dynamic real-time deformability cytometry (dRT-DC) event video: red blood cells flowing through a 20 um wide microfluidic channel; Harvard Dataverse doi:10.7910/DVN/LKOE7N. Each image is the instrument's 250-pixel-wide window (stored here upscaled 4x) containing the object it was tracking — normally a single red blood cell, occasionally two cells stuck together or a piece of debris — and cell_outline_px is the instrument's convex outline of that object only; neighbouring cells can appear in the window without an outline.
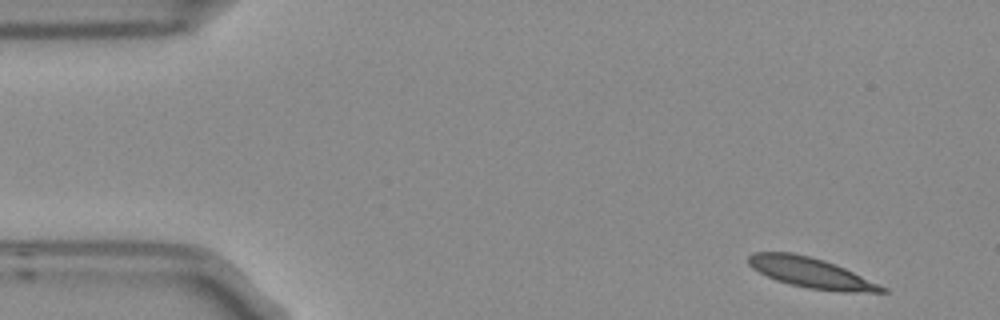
{"species": "Egyptian fruit bat (a non-hibernating species)", "species_latin": "Rousettus aegyptiacus", "temperature_condition": "room temperature", "stored_images_in_passage": 3, "camera_frame_rate_fps": 3000, "um_per_image_px": 0.085, "frame": {"image": 1, "passage_image": 1, "time_ms": 0.0, "image_size_px": [1000, 320], "cell_outline_px": [[888, 292], [840, 292], [808, 288], [788, 284], [776, 280], [752, 268], [748, 264], [748, 256], [752, 252], [792, 252], [824, 260], [836, 264], [888, 288]], "centroid_in_image_um": [68.93, 23.19], "position_along_channel_um": 16.1, "area_um2": 23.52}}